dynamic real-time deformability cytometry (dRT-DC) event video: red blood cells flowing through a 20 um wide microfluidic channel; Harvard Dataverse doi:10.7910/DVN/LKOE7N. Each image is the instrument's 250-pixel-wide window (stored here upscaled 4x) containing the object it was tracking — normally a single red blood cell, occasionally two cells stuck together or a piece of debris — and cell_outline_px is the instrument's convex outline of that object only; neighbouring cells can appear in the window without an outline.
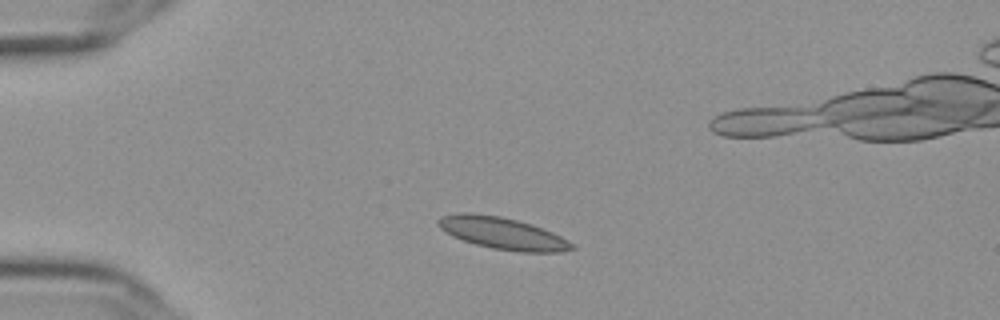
{"species": "Egyptian fruit bat (a non-hibernating species)", "species_latin": "Rousettus aegyptiacus", "temperature_condition": "cold", "stored_images_in_passage": 51, "camera_frame_rate_fps": 3000, "um_per_image_px": 0.085, "frame": {"image": 1, "passage_image": 8, "time_ms": 2.333, "image_size_px": [1000, 320], "cell_outline_px": [[576, 248], [560, 252], [520, 252], [492, 248], [476, 244], [452, 236], [440, 228], [436, 224], [436, 220], [440, 216], [460, 212], [468, 212], [500, 216], [532, 224], [552, 232], [568, 240]], "centroid_in_image_um": [42.68, 19.82], "position_along_channel_um": 42.3, "area_um2": 24.85}}
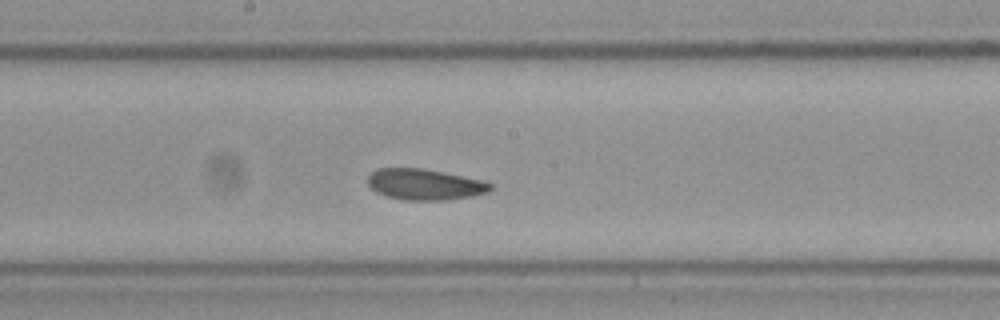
{"frame": {"image": 2, "passage_image": 25, "time_ms": 8.0, "image_size_px": [1000, 320], "cell_outline_px": [[492, 188], [488, 192], [472, 196], [448, 200], [404, 200], [388, 196], [376, 192], [368, 184], [368, 176], [376, 168], [424, 168], [484, 180], [492, 184]], "centroid_in_image_um": [36.12, 15.67], "position_along_channel_um": 212.1, "area_um2": 22.25}}
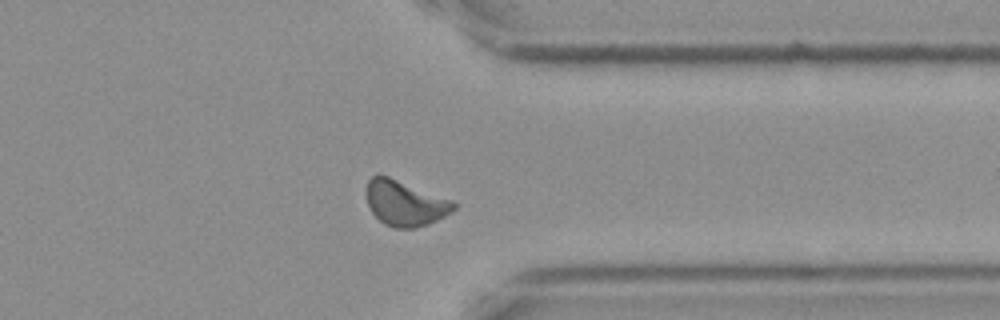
{"frame": {"image": 3, "passage_image": 39, "time_ms": 12.667, "image_size_px": [1000, 320], "cell_outline_px": [[456, 208], [452, 212], [428, 224], [416, 228], [396, 228], [384, 224], [372, 212], [368, 204], [364, 192], [368, 180], [372, 176], [388, 176], [452, 200], [456, 204]], "centroid_in_image_um": [34.41, 17.27], "position_along_channel_um": 377.0, "area_um2": 23.0}, "authors_computed_cell_mechanics": {"area_um2": 22.3686, "velocity_mm_per_s": 3.5824, "shape_relaxation_time_tau1_ms": 9.4718, "shape_relaxation_time_tau2_ms": 2.7654, "deformation_change_tau1": 0.1362, "deformation_change_tau2": 0.0655}}